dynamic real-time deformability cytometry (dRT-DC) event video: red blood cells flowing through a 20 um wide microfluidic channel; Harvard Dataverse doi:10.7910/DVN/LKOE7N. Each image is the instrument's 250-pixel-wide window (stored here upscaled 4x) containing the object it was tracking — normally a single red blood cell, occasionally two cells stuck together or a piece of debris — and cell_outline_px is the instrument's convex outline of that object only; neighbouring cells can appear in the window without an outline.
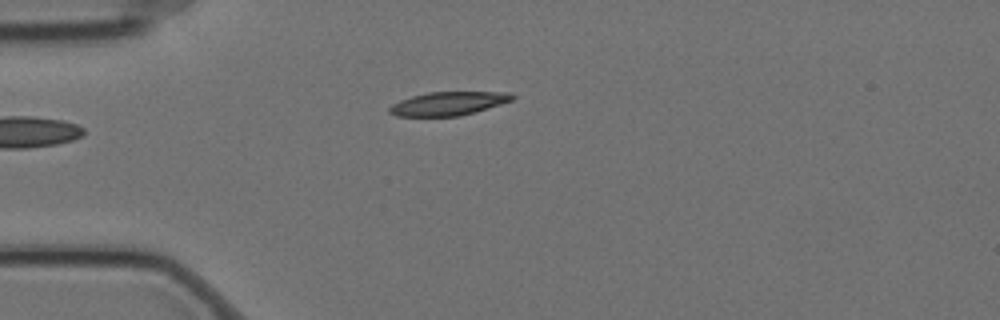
{"species": "Egyptian fruit bat (a non-hibernating species)", "species_latin": "Rousettus aegyptiacus", "temperature_condition": "cold", "stored_images_in_passage": 3, "camera_frame_rate_fps": 3000, "um_per_image_px": 0.085, "animal": {"sex": "female"}, "frame": {"image": 1, "passage_image": 3, "time_ms": 0.667, "image_size_px": [1000, 320], "cell_outline_px": [[516, 96], [512, 100], [476, 112], [460, 116], [396, 116], [388, 112], [388, 108], [392, 104], [400, 100], [412, 96], [428, 92], [512, 92]], "centroid_in_image_um": [38.11, 8.8], "position_along_channel_um": 46.9, "area_um2": 16.94}}